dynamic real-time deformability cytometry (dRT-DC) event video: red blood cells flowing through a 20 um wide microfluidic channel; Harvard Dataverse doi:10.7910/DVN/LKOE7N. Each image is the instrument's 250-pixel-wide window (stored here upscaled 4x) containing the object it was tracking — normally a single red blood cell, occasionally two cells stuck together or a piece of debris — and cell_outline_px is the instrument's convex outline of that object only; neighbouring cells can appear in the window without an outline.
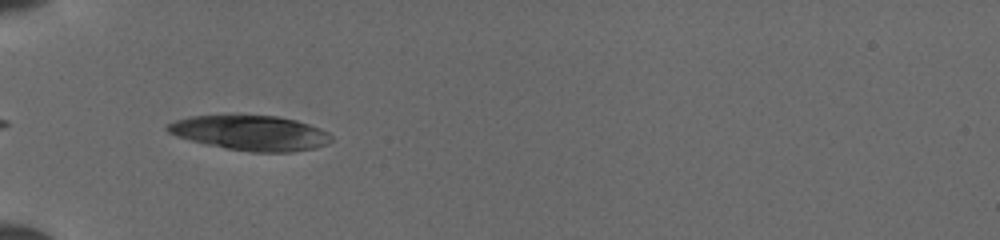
{"species": "common noctule bat (a hibernating species)", "species_latin": "Nyctalus noctula", "temperature_condition": "cold", "stored_images_in_passage": 35, "camera_frame_rate_fps": 3000, "um_per_image_px": 0.085, "animal": {"sex": "female", "body_mass_g": 19.5, "forearm_length_mm": 54.1}, "frame": {"image": 1, "passage_image": 2, "time_ms": 0.333, "image_size_px": [1000, 240], "cell_outline_px": [[332, 140], [316, 148], [292, 152], [252, 152], [228, 148], [208, 144], [176, 136], [168, 132], [164, 128], [168, 124], [176, 120], [192, 116], [276, 116], [296, 120], [308, 124], [328, 132], [332, 136]], "centroid_in_image_um": [21.31, 11.3], "position_along_channel_um": 63.7, "area_um2": 32.83}}
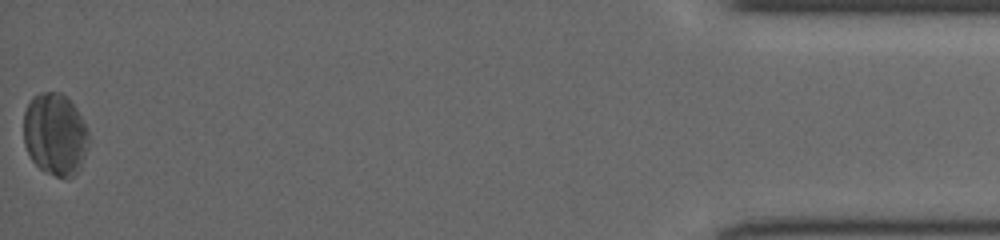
{"frame": {"image": 2, "passage_image": 35, "time_ms": 11.333, "image_size_px": [1000, 240], "cell_outline_px": [[88, 148], [80, 168], [76, 176], [68, 180], [64, 180], [40, 168], [32, 160], [24, 144], [24, 112], [32, 96], [40, 92], [60, 92], [76, 108], [84, 120], [88, 132]], "centroid_in_image_um": [4.7, 11.44], "position_along_channel_um": 430.5, "area_um2": 31.5}}